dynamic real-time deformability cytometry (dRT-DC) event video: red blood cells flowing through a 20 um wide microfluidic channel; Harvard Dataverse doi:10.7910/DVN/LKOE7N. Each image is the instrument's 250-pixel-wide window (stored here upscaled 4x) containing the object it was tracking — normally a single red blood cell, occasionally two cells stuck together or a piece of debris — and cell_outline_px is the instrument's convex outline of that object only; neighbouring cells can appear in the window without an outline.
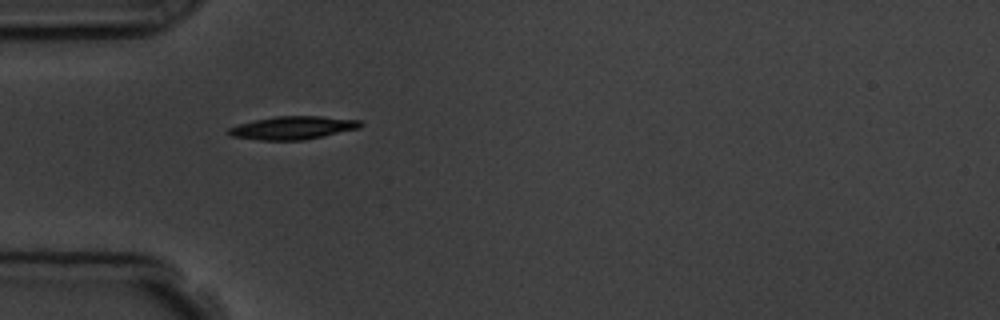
{"species": "common noctule bat (a hibernating species)", "species_latin": "Nyctalus noctula", "temperature_condition": "room temperature", "stored_images_in_passage": 2, "camera_frame_rate_fps": 3000, "um_per_image_px": 0.085, "animal": {"sex": "male", "body_mass_g": 19.5, "forearm_length_mm": 54.6}, "frame": {"image": 1, "passage_image": 1, "time_ms": 0.0, "image_size_px": [1000, 320], "cell_outline_px": [[364, 124], [360, 128], [304, 140], [260, 140], [232, 136], [224, 132], [228, 128], [240, 124], [256, 120], [276, 116], [320, 116], [360, 120]], "centroid_in_image_um": [24.9, 10.86], "position_along_channel_um": 60.1, "area_um2": 17.69}}
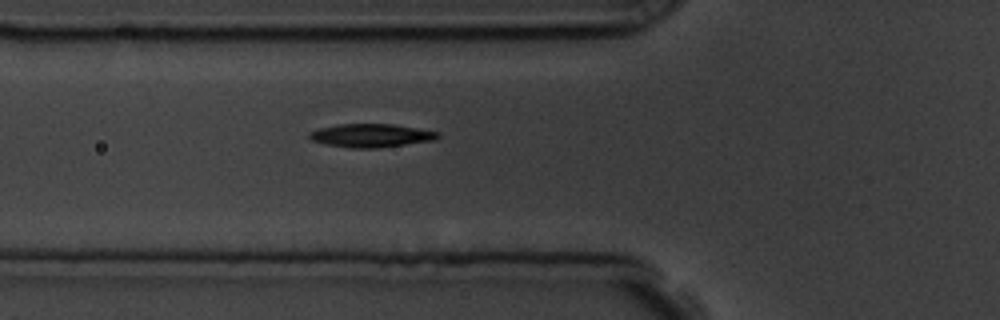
{"frame": {"image": 2, "passage_image": 2, "time_ms": 1.0, "image_size_px": [1000, 320], "cell_outline_px": [[440, 136], [436, 140], [380, 148], [352, 148], [328, 144], [312, 140], [308, 136], [308, 132], [320, 128], [340, 124], [392, 124], [440, 132]], "centroid_in_image_um": [31.58, 11.52], "position_along_channel_um": 94.2, "area_um2": 17.46}}